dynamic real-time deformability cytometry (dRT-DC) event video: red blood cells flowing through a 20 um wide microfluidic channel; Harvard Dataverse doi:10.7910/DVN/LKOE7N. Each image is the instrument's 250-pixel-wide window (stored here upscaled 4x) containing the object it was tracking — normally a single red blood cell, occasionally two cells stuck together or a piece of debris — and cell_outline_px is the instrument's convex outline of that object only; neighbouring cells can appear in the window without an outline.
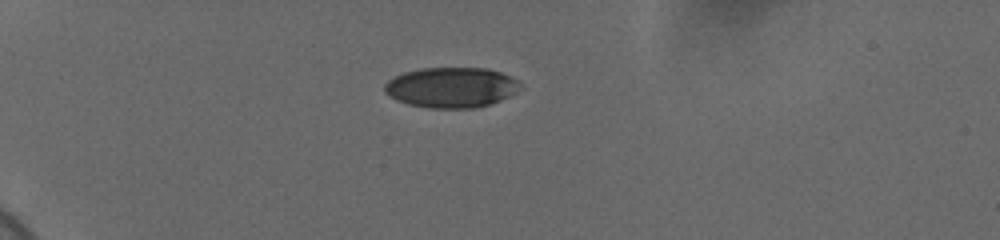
{"species": "human", "species_latin": "Homo sapiens", "temperature_condition": "cold", "stored_images_in_passage": 42, "camera_frame_rate_fps": 3000, "um_per_image_px": 0.085, "donor": {"sex": "female"}, "frame": {"image": 1, "passage_image": 1, "time_ms": 0.0, "image_size_px": [1000, 240], "cell_outline_px": [[524, 88], [500, 100], [488, 104], [472, 108], [428, 108], [408, 104], [396, 100], [384, 92], [384, 84], [388, 80], [404, 72], [420, 68], [488, 68], [500, 72], [516, 80]], "centroid_in_image_um": [38.34, 7.43], "position_along_channel_um": 46.7, "area_um2": 31.85}}
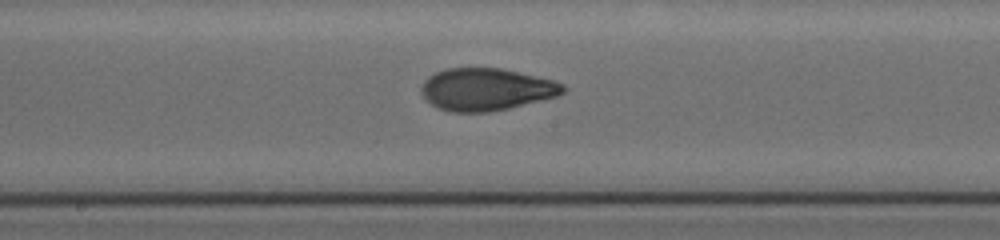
{"frame": {"image": 2, "passage_image": 18, "time_ms": 5.667, "image_size_px": [1000, 240], "cell_outline_px": [[568, 88], [564, 92], [556, 96], [508, 108], [488, 112], [452, 112], [436, 108], [420, 92], [420, 88], [424, 80], [428, 76], [444, 68], [504, 68], [552, 80], [564, 84]], "centroid_in_image_um": [41.31, 7.59], "position_along_channel_um": 206.9, "area_um2": 34.97}}
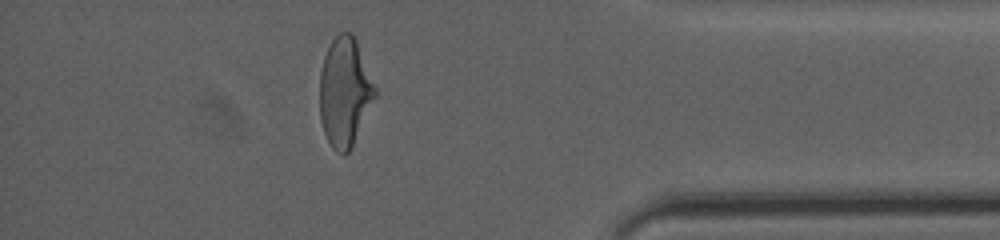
{"frame": {"image": 3, "passage_image": 36, "time_ms": 11.667, "image_size_px": [1000, 240], "cell_outline_px": [[376, 96], [348, 152], [344, 156], [336, 152], [332, 148], [324, 132], [320, 120], [320, 72], [324, 56], [332, 40], [340, 32], [352, 32], [356, 40], [376, 88]], "centroid_in_image_um": [29.28, 7.82], "position_along_channel_um": 405.9, "area_um2": 34.74}, "authors_computed_cell_mechanics": {"area_um2": 34.68, "velocity_mm_per_s": 3.7025, "shape_relaxation_time_tau1_ms": 4.6311, "shape_relaxation_time_tau2_ms": 1.1977, "deformation_change_tau1": 0.1839, "deformation_change_tau2": 0.0672}}